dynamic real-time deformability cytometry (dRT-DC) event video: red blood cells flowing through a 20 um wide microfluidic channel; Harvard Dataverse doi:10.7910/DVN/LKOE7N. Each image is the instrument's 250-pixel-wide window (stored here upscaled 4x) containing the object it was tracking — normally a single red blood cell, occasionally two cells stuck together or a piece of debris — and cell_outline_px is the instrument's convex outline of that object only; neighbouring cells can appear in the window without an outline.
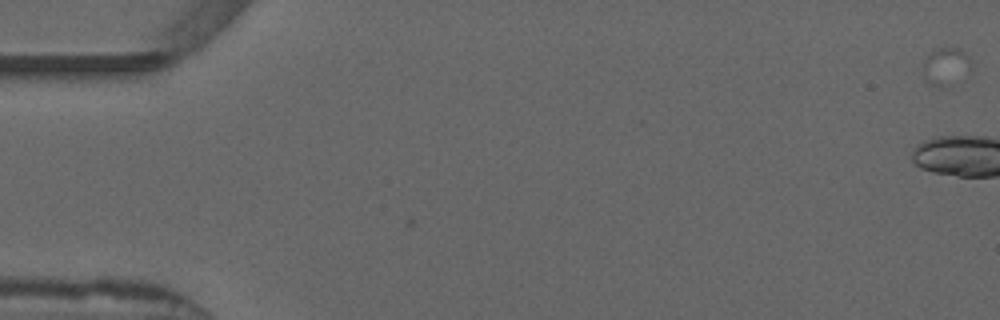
{"species": "common noctule bat (a hibernating species)", "species_latin": "Nyctalus noctula", "temperature_condition": "warm", "stored_images_in_passage": 4, "camera_frame_rate_fps": 3000, "um_per_image_px": 0.085, "animal": {"sex": "male", "forearm_length_mm": 52.5}, "frame": {"image": 1, "passage_image": 4, "time_ms": 1.0, "image_size_px": [1000, 320], "cell_outline_px": [[968, 72], [948, 88], [940, 88], [924, 80], [924, 60], [936, 48], [956, 48], [968, 56]], "centroid_in_image_um": [80.35, 5.69], "position_along_channel_um": 4.6, "area_um2": 10.23}}